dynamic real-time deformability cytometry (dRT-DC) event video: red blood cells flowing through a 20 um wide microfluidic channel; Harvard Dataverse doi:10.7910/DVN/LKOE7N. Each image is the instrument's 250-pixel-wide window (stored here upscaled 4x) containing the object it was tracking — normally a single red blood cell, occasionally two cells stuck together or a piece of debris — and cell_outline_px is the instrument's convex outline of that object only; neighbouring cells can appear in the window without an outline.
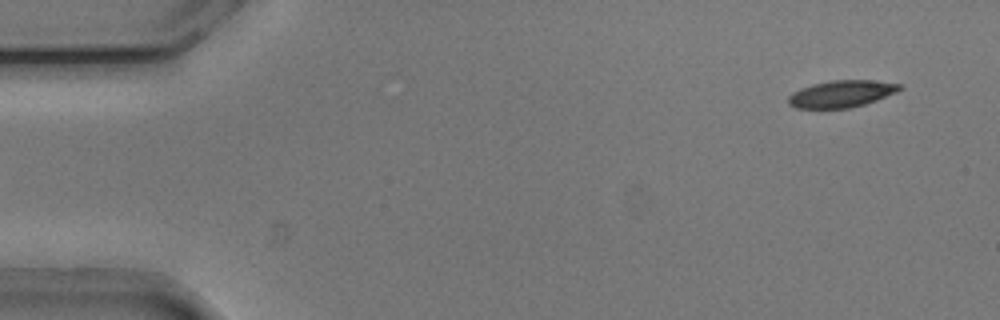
{"species": "common noctule bat (a hibernating species)", "species_latin": "Nyctalus noctula", "temperature_condition": "cold", "stored_images_in_passage": 38, "camera_frame_rate_fps": 3000, "um_per_image_px": 0.085, "animal": {"sex": "male", "body_mass_g": 20.5, "forearm_length_mm": 52.5}, "frame": {"image": 1, "passage_image": 1, "time_ms": 0.0, "image_size_px": [1000, 320], "cell_outline_px": [[904, 88], [896, 92], [876, 100], [864, 104], [848, 108], [796, 108], [788, 104], [788, 96], [792, 92], [800, 88], [812, 84], [832, 80], [872, 80], [904, 84]], "centroid_in_image_um": [71.53, 7.96], "position_along_channel_um": 13.5, "area_um2": 17.57}}
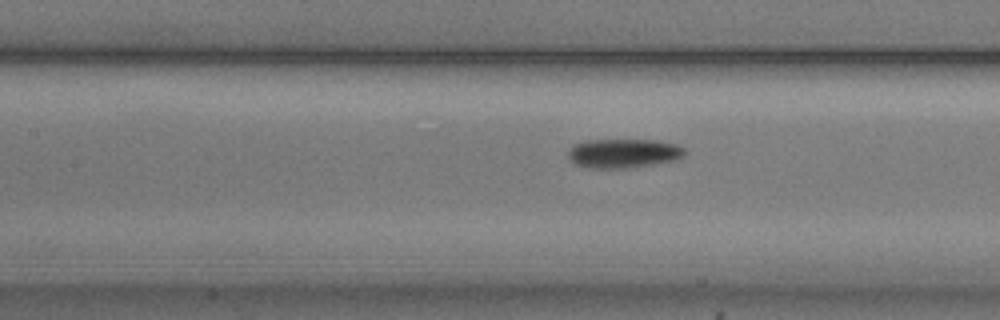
{"frame": {"image": 2, "passage_image": 21, "time_ms": 6.667, "image_size_px": [1000, 320], "cell_outline_px": [[684, 156], [676, 160], [656, 164], [624, 168], [588, 168], [576, 164], [568, 160], [568, 152], [572, 144], [584, 140], [656, 140], [676, 144], [684, 148]], "centroid_in_image_um": [52.96, 13.03], "position_along_channel_um": 154.4, "area_um2": 20.0}}
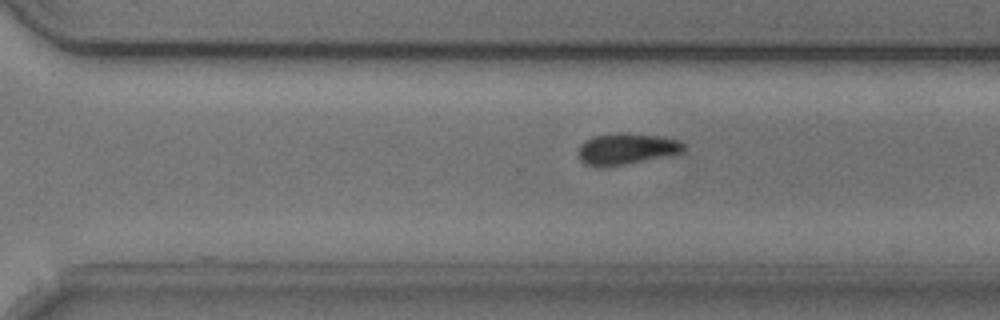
{"frame": {"image": 3, "passage_image": 34, "time_ms": 11.0, "image_size_px": [1000, 320], "cell_outline_px": [[684, 152], [624, 164], [600, 168], [584, 164], [580, 160], [580, 144], [584, 140], [596, 136], [616, 132], [628, 132], [660, 136], [676, 140], [684, 144]], "centroid_in_image_um": [53.22, 12.64], "position_along_channel_um": 317.4, "area_um2": 19.13}, "authors_computed_cell_mechanics": {"area_um2": 19.4786, "velocity_mm_per_s": 3.774, "shape_relaxation_time_tau1_ms": 2.7816, "shape_relaxation_time_tau2_ms": 11.3889, "deformation_change_tau1": 0.0986, "deformation_change_tau2": 0.1713}}